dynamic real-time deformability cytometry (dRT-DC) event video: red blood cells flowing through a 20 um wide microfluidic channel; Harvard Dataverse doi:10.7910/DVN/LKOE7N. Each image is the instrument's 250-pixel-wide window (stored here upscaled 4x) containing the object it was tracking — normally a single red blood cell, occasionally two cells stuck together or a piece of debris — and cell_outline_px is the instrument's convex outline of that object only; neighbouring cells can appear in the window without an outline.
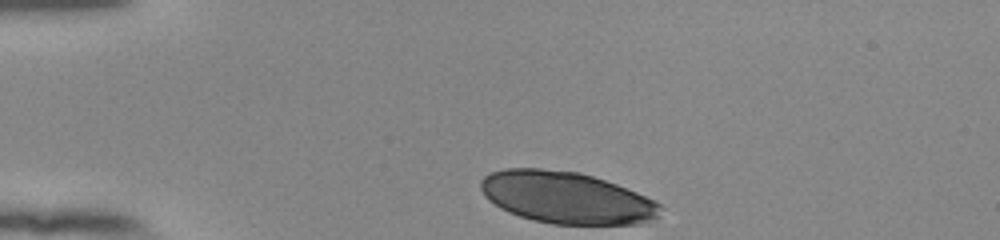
{"species": "human", "species_latin": "Homo sapiens", "temperature_condition": "room temperature", "stored_images_in_passage": 34, "camera_frame_rate_fps": 3000, "um_per_image_px": 0.085, "donor": {"sex": "female"}, "frame": {"image": 1, "passage_image": 1, "time_ms": 0.0, "image_size_px": [1000, 240], "cell_outline_px": [[664, 208], [652, 220], [640, 224], [552, 224], [532, 220], [508, 212], [500, 208], [488, 200], [484, 196], [480, 188], [480, 180], [484, 176], [492, 172], [504, 168], [540, 168], [580, 172], [616, 184], [636, 192], [660, 204]], "centroid_in_image_um": [48.11, 16.8], "position_along_channel_um": 36.9, "area_um2": 54.33}}